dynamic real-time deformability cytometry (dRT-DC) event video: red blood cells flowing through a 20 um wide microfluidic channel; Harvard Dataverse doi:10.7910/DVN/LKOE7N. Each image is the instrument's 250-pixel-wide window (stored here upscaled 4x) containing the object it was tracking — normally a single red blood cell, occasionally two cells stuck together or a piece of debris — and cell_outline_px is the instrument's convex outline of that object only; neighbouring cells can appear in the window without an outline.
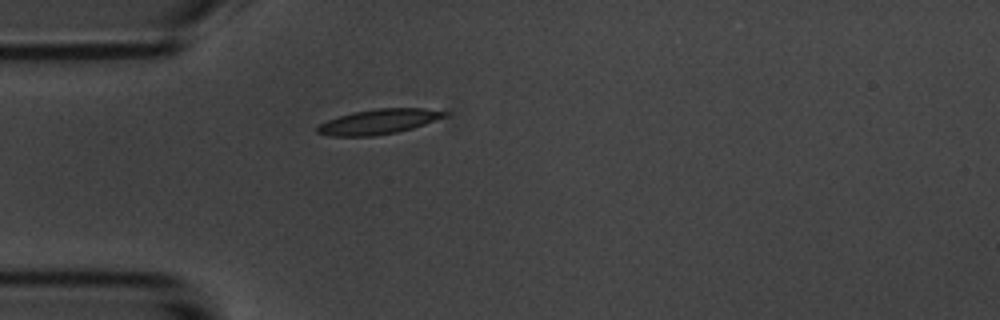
{"species": "common noctule bat (a hibernating species)", "species_latin": "Nyctalus noctula", "temperature_condition": "room temperature", "stored_images_in_passage": 1, "camera_frame_rate_fps": 3000, "um_per_image_px": 0.085, "animal": {"sex": "male", "body_mass_g": 20.1, "forearm_length_mm": 53.5}, "frame": {"image": 1, "passage_image": 1, "time_ms": 0.0, "image_size_px": [1000, 320], "cell_outline_px": [[448, 112], [444, 116], [424, 124], [412, 128], [396, 132], [372, 136], [332, 136], [316, 132], [316, 128], [320, 124], [328, 120], [352, 112], [376, 108], [424, 108]], "centroid_in_image_um": [32.15, 10.33], "position_along_channel_um": 52.9, "area_um2": 18.21}}